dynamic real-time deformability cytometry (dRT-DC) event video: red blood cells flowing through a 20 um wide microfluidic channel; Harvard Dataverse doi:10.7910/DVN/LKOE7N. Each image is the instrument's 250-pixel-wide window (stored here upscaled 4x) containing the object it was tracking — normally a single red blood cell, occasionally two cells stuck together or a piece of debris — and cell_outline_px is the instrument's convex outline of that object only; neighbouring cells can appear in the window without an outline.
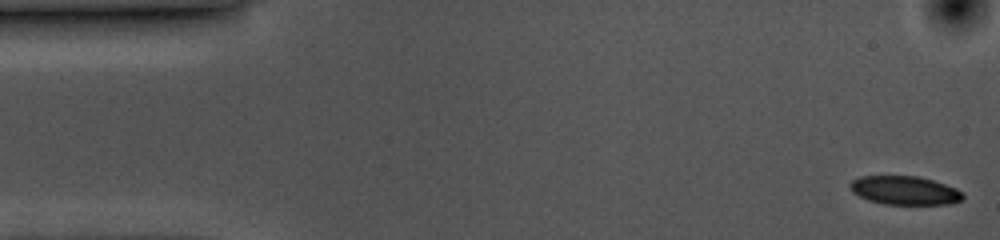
{"species": "common noctule bat (a hibernating species)", "species_latin": "Nyctalus noctula", "temperature_condition": "cold", "stored_images_in_passage": 55, "camera_frame_rate_fps": 3000, "um_per_image_px": 0.085, "animal": {"sex": "female", "body_mass_g": 10.0, "forearm_length_mm": 53.1}, "frame": {"image": 1, "passage_image": 1, "time_ms": 0.0, "image_size_px": [1000, 240], "cell_outline_px": [[964, 196], [960, 200], [948, 204], [884, 204], [868, 200], [852, 192], [848, 184], [852, 180], [860, 176], [916, 176], [932, 180], [956, 188]], "centroid_in_image_um": [76.85, 16.18], "position_along_channel_um": 8.2, "area_um2": 18.67}}
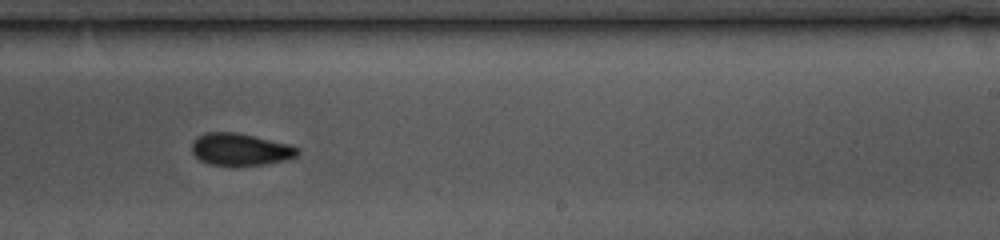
{"frame": {"image": 2, "passage_image": 32, "time_ms": 10.333, "image_size_px": [1000, 240], "cell_outline_px": [[300, 152], [296, 156], [288, 160], [264, 164], [208, 164], [200, 160], [192, 152], [192, 140], [196, 136], [204, 132], [236, 132], [292, 144], [300, 148]], "centroid_in_image_um": [20.45, 12.67], "position_along_channel_um": 268.5, "area_um2": 19.88}}
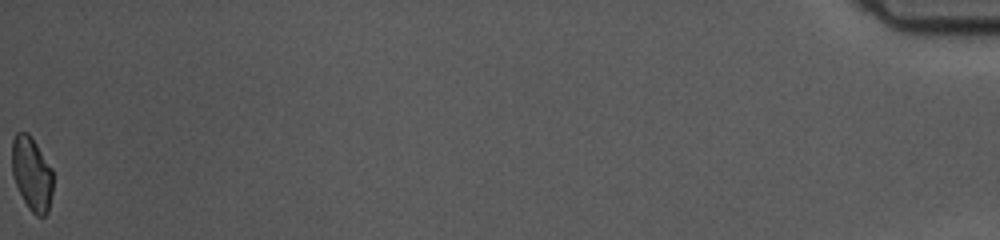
{"frame": {"image": 3, "passage_image": 55, "time_ms": 18.0, "image_size_px": [1000, 240], "cell_outline_px": [[52, 192], [48, 212], [44, 216], [36, 216], [28, 208], [16, 184], [12, 172], [12, 140], [16, 132], [28, 132], [32, 136], [52, 168]], "centroid_in_image_um": [2.71, 14.74], "position_along_channel_um": 432.5, "area_um2": 17.69}, "authors_computed_cell_mechanics": {"area_um2": 20.0566, "velocity_mm_per_s": 3.5525, "shape_relaxation_time_tau1_ms": 3.1011, "shape_relaxation_time_tau2_ms": null, "deformation_change_tau1": 0.0853, "deformation_change_tau2": null}}